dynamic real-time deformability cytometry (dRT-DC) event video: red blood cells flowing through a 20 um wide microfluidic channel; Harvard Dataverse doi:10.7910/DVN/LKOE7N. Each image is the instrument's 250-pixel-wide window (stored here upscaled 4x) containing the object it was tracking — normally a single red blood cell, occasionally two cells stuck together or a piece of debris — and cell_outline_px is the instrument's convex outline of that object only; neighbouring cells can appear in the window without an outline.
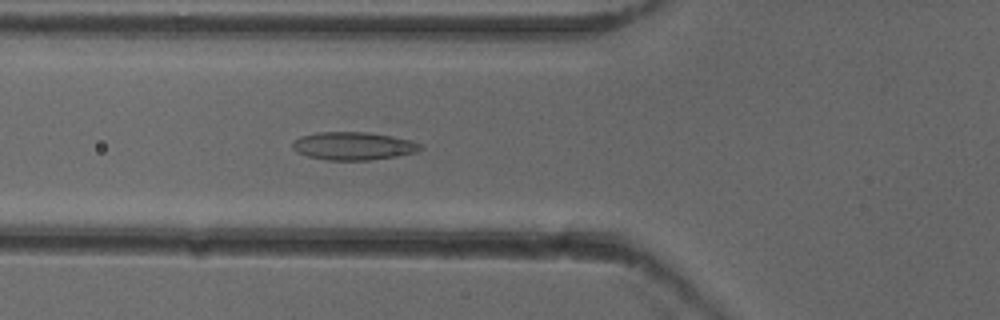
{"species": "common noctule bat (a hibernating species)", "species_latin": "Nyctalus noctula", "temperature_condition": "cold", "stored_images_in_passage": 39, "camera_frame_rate_fps": 3000, "um_per_image_px": 0.085, "animal": {"sex": "female"}, "frame": {"image": 1, "passage_image": 6, "time_ms": 1.667, "image_size_px": [1000, 320], "cell_outline_px": [[424, 148], [416, 152], [396, 156], [368, 160], [328, 160], [308, 156], [296, 152], [292, 148], [292, 144], [300, 136], [316, 132], [368, 132], [392, 136], [408, 140], [420, 144]], "centroid_in_image_um": [30.01, 12.4], "position_along_channel_um": 95.8, "area_um2": 20.75}}
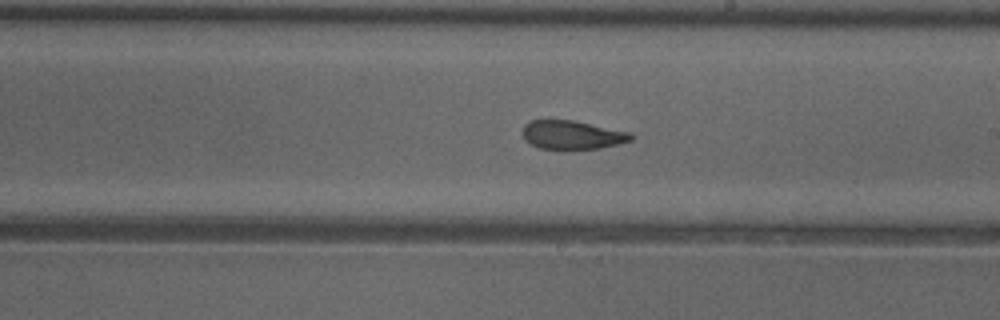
{"frame": {"image": 2, "passage_image": 17, "time_ms": 5.333, "image_size_px": [1000, 320], "cell_outline_px": [[632, 140], [600, 148], [564, 152], [540, 148], [524, 140], [524, 124], [528, 120], [572, 120], [628, 132], [632, 136]], "centroid_in_image_um": [48.58, 11.51], "position_along_channel_um": 240.4, "area_um2": 18.44}}
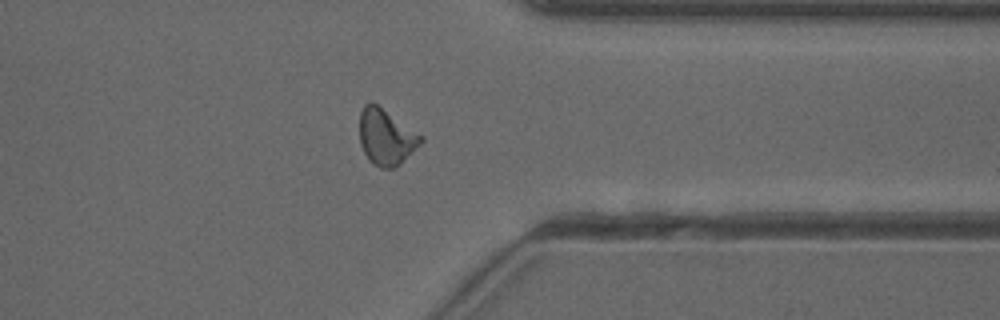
{"frame": {"image": 3, "passage_image": 28, "time_ms": 9.0, "image_size_px": [1000, 320], "cell_outline_px": [[424, 140], [400, 164], [392, 168], [380, 168], [372, 164], [368, 160], [360, 144], [360, 112], [364, 104], [372, 100], [424, 136]], "centroid_in_image_um": [32.81, 11.62], "position_along_channel_um": 378.6, "area_um2": 20.23}, "authors_computed_cell_mechanics": {"area_um2": 19.1318, "velocity_mm_per_s": 3.9149, "shape_relaxation_time_tau1_ms": 9.1312, "shape_relaxation_time_tau2_ms": 2.7089, "deformation_change_tau1": 0.1849, "deformation_change_tau2": 0.0935}}